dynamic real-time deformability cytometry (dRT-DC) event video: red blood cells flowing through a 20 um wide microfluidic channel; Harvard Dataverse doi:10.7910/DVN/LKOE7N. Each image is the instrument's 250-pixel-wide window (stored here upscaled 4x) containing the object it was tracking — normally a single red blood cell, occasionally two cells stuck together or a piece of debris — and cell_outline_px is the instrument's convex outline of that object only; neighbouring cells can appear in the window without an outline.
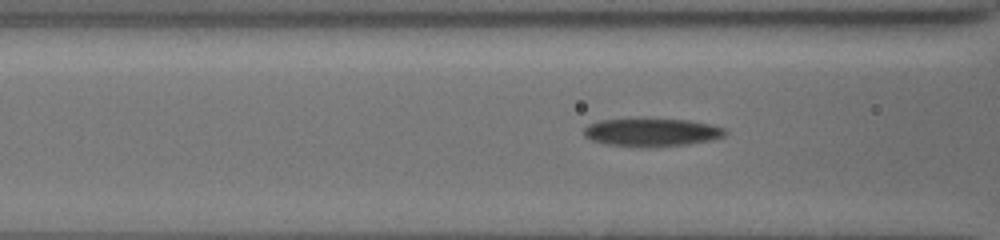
{"species": "common noctule bat (a hibernating species)", "species_latin": "Nyctalus noctula", "temperature_condition": "cold", "stored_images_in_passage": 40, "camera_frame_rate_fps": 3000, "um_per_image_px": 0.085, "animal": {"sex": "female", "body_mass_g": 19.5, "forearm_length_mm": 54.1}, "frame": {"image": 1, "passage_image": 19, "time_ms": 6.0, "image_size_px": [1000, 240], "cell_outline_px": [[728, 132], [724, 136], [712, 140], [688, 144], [640, 148], [604, 144], [592, 140], [584, 136], [584, 128], [588, 124], [600, 120], [692, 120], [712, 124], [728, 128]], "centroid_in_image_um": [55.44, 11.27], "position_along_channel_um": 111.2, "area_um2": 23.18}}
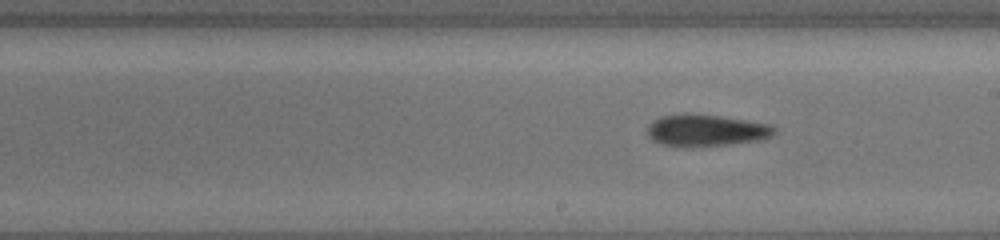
{"frame": {"image": 2, "passage_image": 28, "time_ms": 9.0, "image_size_px": [1000, 240], "cell_outline_px": [[776, 132], [772, 136], [764, 140], [732, 144], [688, 148], [684, 148], [660, 144], [652, 140], [648, 136], [648, 124], [652, 120], [660, 116], [684, 112], [720, 116], [772, 124], [776, 128]], "centroid_in_image_um": [60.01, 11.09], "position_along_channel_um": 229.0, "area_um2": 24.39}}
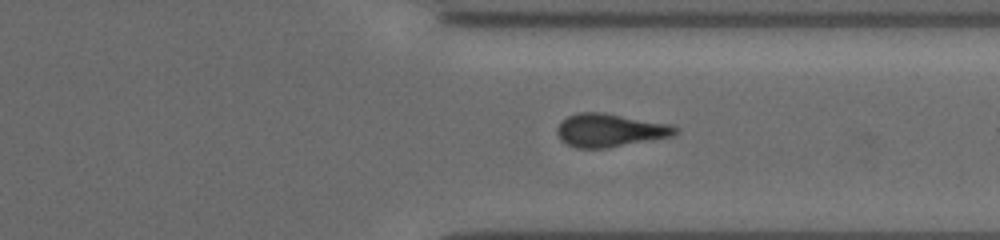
{"frame": {"image": 3, "passage_image": 38, "time_ms": 12.333, "image_size_px": [1000, 240], "cell_outline_px": [[680, 132], [672, 136], [608, 148], [576, 148], [560, 140], [556, 132], [556, 128], [568, 116], [576, 112], [604, 112], [672, 124], [680, 128]], "centroid_in_image_um": [51.88, 11.06], "position_along_channel_um": 359.5, "area_um2": 23.12}}